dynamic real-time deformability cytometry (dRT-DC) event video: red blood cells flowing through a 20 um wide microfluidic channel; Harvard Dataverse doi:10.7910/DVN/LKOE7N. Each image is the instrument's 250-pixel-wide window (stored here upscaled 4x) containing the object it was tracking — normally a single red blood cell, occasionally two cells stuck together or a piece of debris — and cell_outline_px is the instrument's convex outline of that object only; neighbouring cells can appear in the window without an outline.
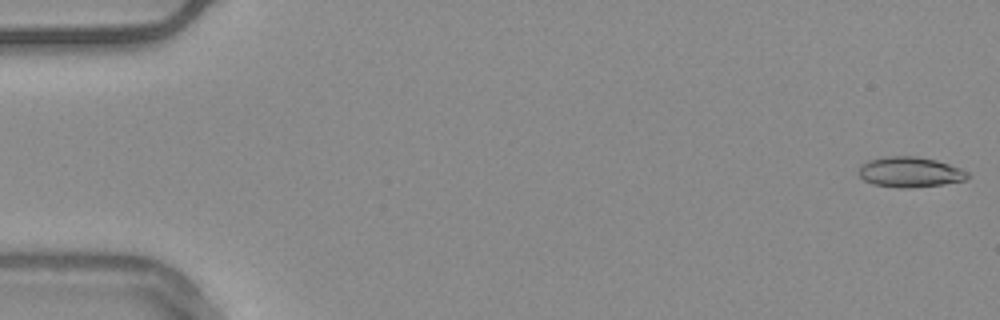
{"species": "common noctule bat (a hibernating species)", "species_latin": "Nyctalus noctula", "temperature_condition": "warm", "stored_images_in_passage": 21, "camera_frame_rate_fps": 3000, "um_per_image_px": 0.085, "animal": {"sex": "male", "body_mass_g": 20.4}, "frame": {"image": 1, "passage_image": 1, "time_ms": 0.0, "image_size_px": [1000, 320], "cell_outline_px": [[968, 176], [964, 180], [944, 184], [908, 188], [896, 188], [872, 184], [864, 180], [856, 172], [860, 164], [868, 160], [884, 156], [916, 156], [936, 160], [960, 168], [968, 172]], "centroid_in_image_um": [77.28, 14.62], "position_along_channel_um": 7.7, "area_um2": 19.42}}
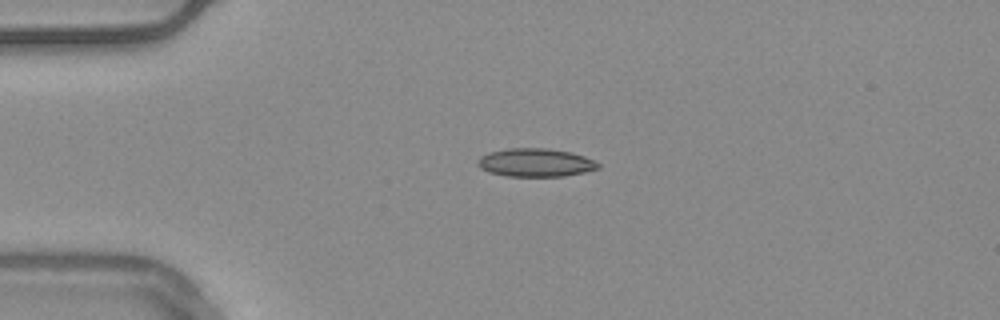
{"frame": {"image": 2, "passage_image": 13, "time_ms": 4.0, "image_size_px": [1000, 320], "cell_outline_px": [[600, 168], [584, 172], [564, 176], [504, 176], [488, 172], [480, 168], [476, 164], [476, 160], [480, 156], [488, 152], [504, 148], [548, 148], [572, 152], [584, 156], [600, 164]], "centroid_in_image_um": [45.47, 13.81], "position_along_channel_um": 39.5, "area_um2": 20.11}}